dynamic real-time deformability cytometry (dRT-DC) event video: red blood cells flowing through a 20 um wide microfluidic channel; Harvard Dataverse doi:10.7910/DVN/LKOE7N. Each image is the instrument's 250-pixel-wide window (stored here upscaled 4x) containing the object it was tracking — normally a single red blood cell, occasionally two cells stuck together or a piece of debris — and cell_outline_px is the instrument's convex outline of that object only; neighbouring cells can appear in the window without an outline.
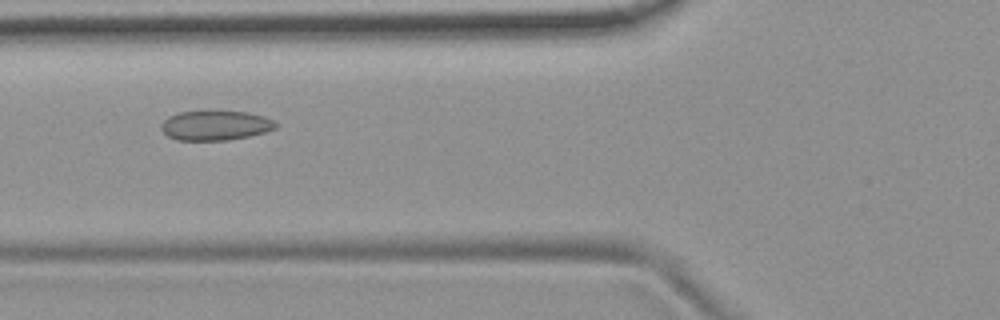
{"species": "common noctule bat (a hibernating species)", "species_latin": "Nyctalus noctula", "temperature_condition": "room temperature", "stored_images_in_passage": 6, "camera_frame_rate_fps": 3000, "um_per_image_px": 0.085, "animal": {"sex": "female", "body_mass_g": 19.9}, "frame": {"image": 1, "passage_image": 5, "time_ms": 5.333, "image_size_px": [1000, 320], "cell_outline_px": [[276, 128], [264, 132], [248, 136], [228, 140], [176, 140], [168, 136], [160, 128], [160, 124], [168, 116], [180, 112], [248, 112], [264, 116], [276, 120]], "centroid_in_image_um": [18.31, 10.67], "position_along_channel_um": 107.5, "area_um2": 19.65}}
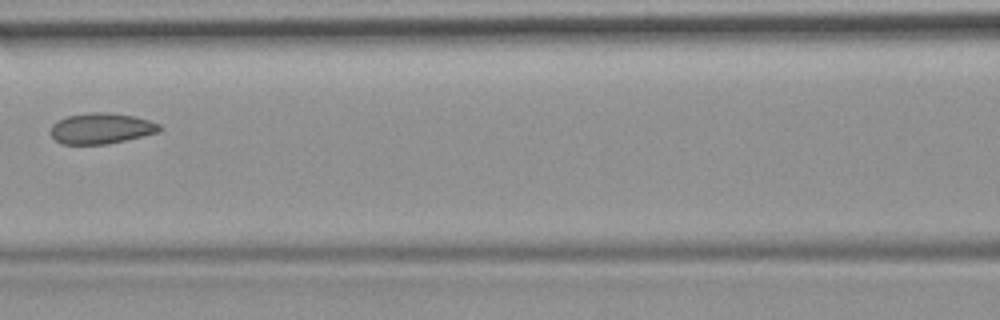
{"frame": {"image": 2, "passage_image": 6, "time_ms": 6.667, "image_size_px": [1000, 320], "cell_outline_px": [[160, 132], [108, 144], [60, 144], [52, 136], [52, 124], [56, 120], [68, 116], [88, 112], [104, 112], [136, 116], [160, 124]], "centroid_in_image_um": [8.6, 10.91], "position_along_channel_um": 158.0, "area_um2": 19.54}}